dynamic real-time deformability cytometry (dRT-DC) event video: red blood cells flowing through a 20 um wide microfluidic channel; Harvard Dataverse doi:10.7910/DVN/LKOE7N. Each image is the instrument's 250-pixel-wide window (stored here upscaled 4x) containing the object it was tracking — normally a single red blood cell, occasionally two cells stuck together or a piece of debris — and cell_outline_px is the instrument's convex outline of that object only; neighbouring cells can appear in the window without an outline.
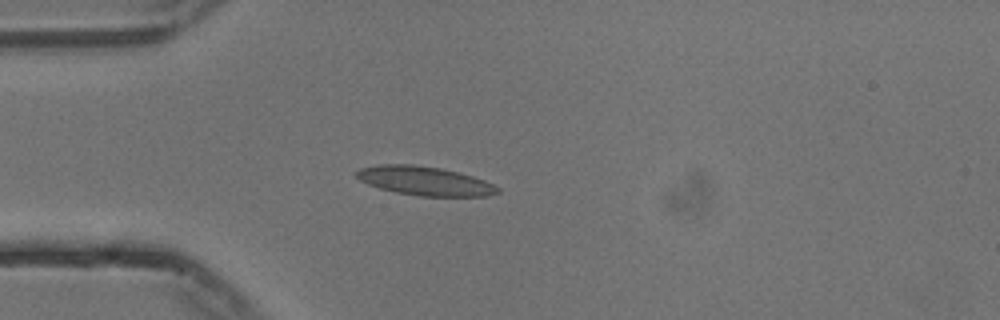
{"species": "common noctule bat (a hibernating species)", "species_latin": "Nyctalus noctula", "temperature_condition": "cold", "stored_images_in_passage": 45, "camera_frame_rate_fps": 3000, "um_per_image_px": 0.085, "animal": {"sex": "male", "body_mass_g": 13.3}, "frame": {"image": 1, "passage_image": 5, "time_ms": 1.333, "image_size_px": [1000, 320], "cell_outline_px": [[500, 192], [488, 196], [420, 196], [396, 192], [380, 188], [368, 184], [360, 180], [352, 172], [360, 168], [376, 164], [412, 164], [440, 168], [472, 176], [484, 180], [500, 188]], "centroid_in_image_um": [36.06, 15.37], "position_along_channel_um": 48.9, "area_um2": 23.81}}
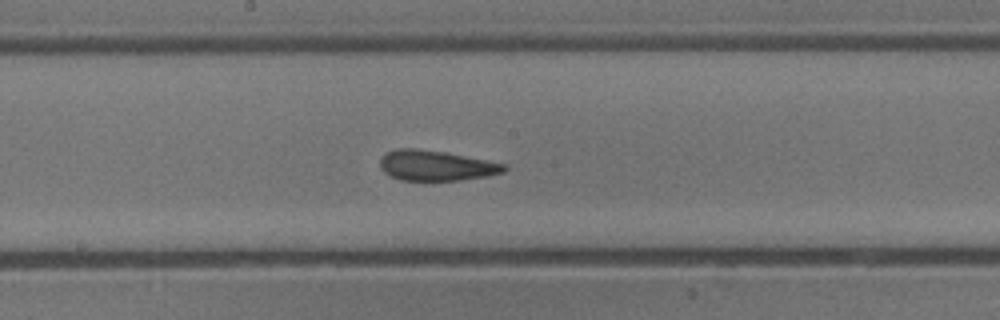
{"frame": {"image": 2, "passage_image": 19, "time_ms": 6.0, "image_size_px": [1000, 320], "cell_outline_px": [[508, 168], [504, 172], [488, 176], [460, 180], [400, 180], [388, 176], [380, 168], [380, 160], [384, 152], [396, 148], [412, 148], [444, 152], [504, 164]], "centroid_in_image_um": [37.0, 14.08], "position_along_channel_um": 211.2, "area_um2": 21.85}}
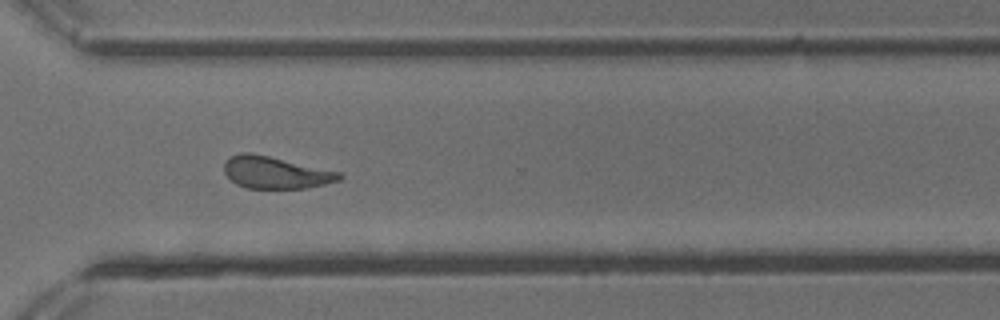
{"frame": {"image": 3, "passage_image": 30, "time_ms": 9.667, "image_size_px": [1000, 320], "cell_outline_px": [[344, 176], [340, 180], [308, 188], [248, 188], [236, 184], [224, 172], [224, 164], [232, 156], [240, 152], [248, 152], [268, 156], [340, 172]], "centroid_in_image_um": [23.43, 14.67], "position_along_channel_um": 347.2, "area_um2": 21.21}, "authors_computed_cell_mechanics": {"area_um2": 22.1952, "velocity_mm_per_s": 3.7315, "shape_relaxation_time_tau1_ms": 9.1091, "shape_relaxation_time_tau2_ms": 1.6407, "deformation_change_tau1": 0.1793, "deformation_change_tau2": 0.0933}}